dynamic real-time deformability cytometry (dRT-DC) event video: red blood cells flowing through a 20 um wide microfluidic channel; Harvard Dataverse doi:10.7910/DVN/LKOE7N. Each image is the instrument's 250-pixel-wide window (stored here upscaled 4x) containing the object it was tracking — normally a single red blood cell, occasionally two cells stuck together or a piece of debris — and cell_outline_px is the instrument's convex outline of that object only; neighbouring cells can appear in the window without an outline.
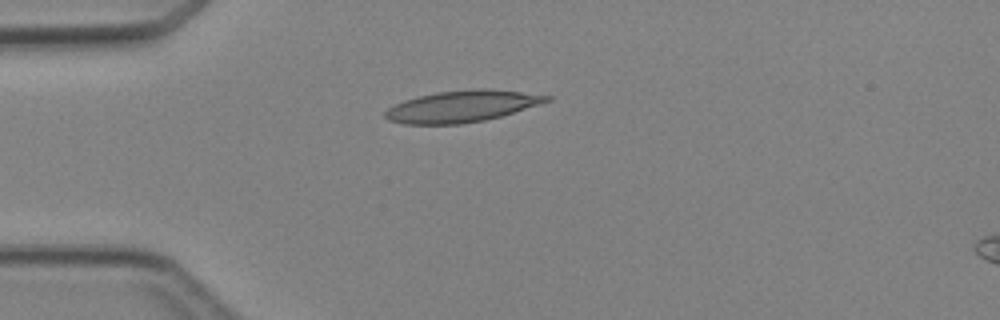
{"species": "Egyptian fruit bat (a non-hibernating species)", "species_latin": "Rousettus aegyptiacus", "temperature_condition": "cold", "stored_images_in_passage": 5, "camera_frame_rate_fps": 3000, "um_per_image_px": 0.085, "animal": {"sex": "female"}, "frame": {"image": 1, "passage_image": 4, "time_ms": 3.667, "image_size_px": [1000, 320], "cell_outline_px": [[552, 100], [540, 104], [500, 116], [484, 120], [460, 124], [404, 124], [388, 120], [384, 116], [384, 112], [388, 108], [404, 100], [436, 92], [476, 88], [484, 88], [520, 92], [552, 96]], "centroid_in_image_um": [39.24, 9.03], "position_along_channel_um": 45.8, "area_um2": 29.48}}